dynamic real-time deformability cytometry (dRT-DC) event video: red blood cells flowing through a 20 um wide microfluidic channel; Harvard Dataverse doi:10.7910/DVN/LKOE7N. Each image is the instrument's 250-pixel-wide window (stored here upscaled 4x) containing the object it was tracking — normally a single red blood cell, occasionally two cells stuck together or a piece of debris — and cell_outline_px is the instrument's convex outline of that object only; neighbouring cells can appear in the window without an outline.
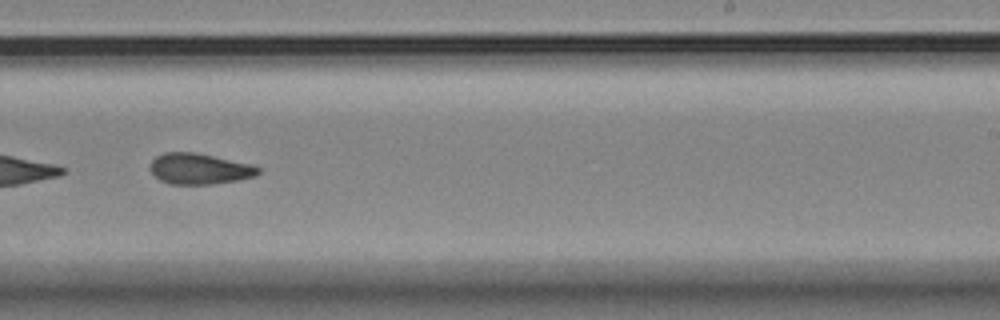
{"species": "Egyptian fruit bat (a non-hibernating species)", "species_latin": "Rousettus aegyptiacus", "temperature_condition": "room temperature", "stored_images_in_passage": 42, "camera_frame_rate_fps": 3000, "um_per_image_px": 0.085, "animal": {"sex": "female"}, "frame": {"image": 1, "passage_image": 24, "time_ms": 7.667, "image_size_px": [1000, 320], "cell_outline_px": [[260, 172], [256, 176], [240, 180], [212, 184], [168, 184], [160, 180], [148, 168], [152, 160], [156, 156], [164, 152], [196, 152], [252, 164], [260, 168]], "centroid_in_image_um": [16.95, 14.34], "position_along_channel_um": 272.0, "area_um2": 19.65}, "authors_computed_cell_mechanics": {"area_um2": 19.8543, "velocity_mm_per_s": 3.5117, "shape_relaxation_time_tau1_ms": null, "shape_relaxation_time_tau2_ms": 2.9024, "deformation_change_tau1": null, "deformation_change_tau2": 0.099}}